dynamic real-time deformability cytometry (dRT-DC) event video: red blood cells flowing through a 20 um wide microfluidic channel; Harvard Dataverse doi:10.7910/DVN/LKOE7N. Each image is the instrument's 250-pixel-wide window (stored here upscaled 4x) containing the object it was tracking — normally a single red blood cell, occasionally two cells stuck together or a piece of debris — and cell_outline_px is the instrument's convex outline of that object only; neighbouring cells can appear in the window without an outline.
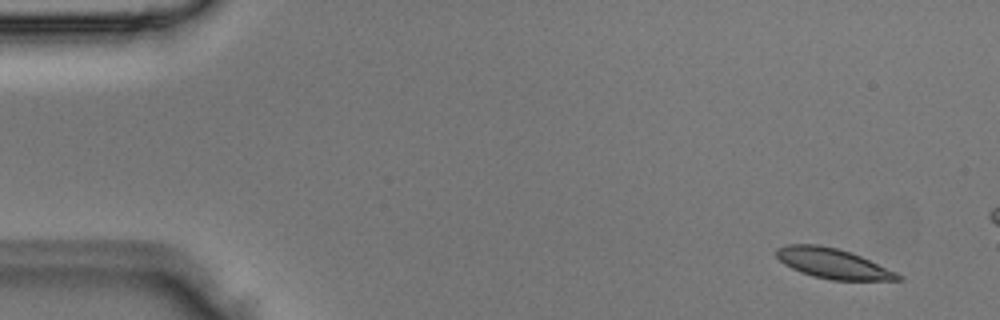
{"species": "Egyptian fruit bat (a non-hibernating species)", "species_latin": "Rousettus aegyptiacus", "temperature_condition": "room temperature", "stored_images_in_passage": 2, "camera_frame_rate_fps": 3000, "um_per_image_px": 0.085, "animal": {"sex": "male"}, "frame": {"image": 1, "passage_image": 2, "time_ms": 0.333, "image_size_px": [1000, 320], "cell_outline_px": [[904, 280], [832, 280], [812, 276], [800, 272], [784, 264], [776, 256], [776, 248], [788, 244], [820, 244], [852, 252], [896, 272], [904, 276]], "centroid_in_image_um": [70.8, 22.39], "position_along_channel_um": 14.2, "area_um2": 21.39}}